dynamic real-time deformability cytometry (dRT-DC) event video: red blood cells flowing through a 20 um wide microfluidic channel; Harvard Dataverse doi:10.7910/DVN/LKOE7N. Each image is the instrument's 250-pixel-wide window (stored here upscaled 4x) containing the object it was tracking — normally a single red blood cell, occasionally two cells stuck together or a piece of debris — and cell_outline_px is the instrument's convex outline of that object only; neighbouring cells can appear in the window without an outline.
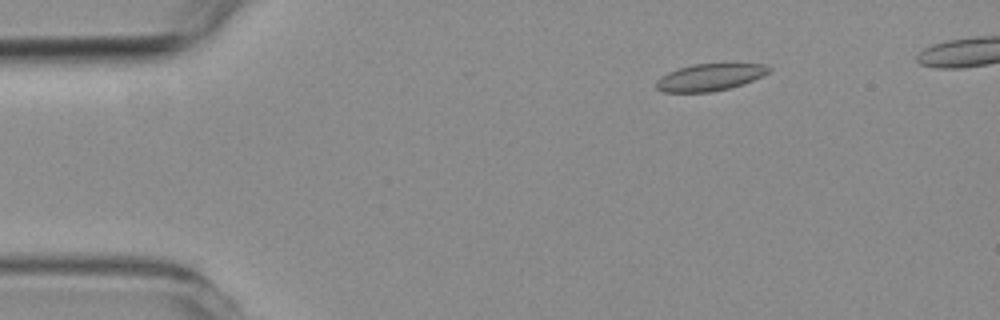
{"species": "common noctule bat (a hibernating species)", "species_latin": "Nyctalus noctula", "temperature_condition": "room temperature", "stored_images_in_passage": 4, "camera_frame_rate_fps": 3000, "um_per_image_px": 0.085, "animal": {"sex": "female", "body_mass_g": 19.3, "forearm_length_mm": 54.1}, "frame": {"image": 1, "passage_image": 1, "time_ms": 0.0, "image_size_px": [1000, 320], "cell_outline_px": [[772, 68], [768, 72], [744, 84], [712, 92], [664, 92], [656, 88], [656, 80], [660, 76], [668, 72], [692, 64], [764, 64]], "centroid_in_image_um": [60.3, 6.57], "position_along_channel_um": 24.7, "area_um2": 17.57}}